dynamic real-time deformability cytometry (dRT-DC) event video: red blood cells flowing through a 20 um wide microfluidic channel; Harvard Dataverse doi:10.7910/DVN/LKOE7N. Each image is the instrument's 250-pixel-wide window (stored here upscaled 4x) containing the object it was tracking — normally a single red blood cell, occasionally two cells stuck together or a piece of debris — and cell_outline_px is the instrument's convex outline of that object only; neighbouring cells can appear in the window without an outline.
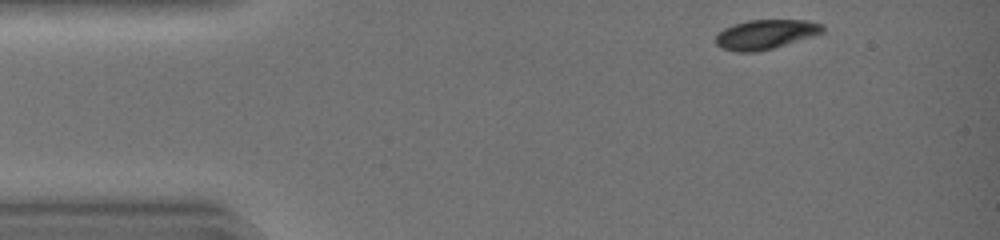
{"species": "common noctule bat (a hibernating species)", "species_latin": "Nyctalus noctula", "temperature_condition": "warm", "stored_images_in_passage": 36, "camera_frame_rate_fps": 3000, "um_per_image_px": 0.085, "animal": {"sex": "female", "body_mass_g": 19.0, "forearm_length_mm": 51.5}, "frame": {"image": 1, "passage_image": 1, "time_ms": 0.0, "image_size_px": [1000, 240], "cell_outline_px": [[824, 32], [772, 48], [756, 52], [736, 52], [720, 48], [716, 44], [716, 36], [724, 28], [732, 24], [748, 20], [808, 20], [824, 24]], "centroid_in_image_um": [65.05, 2.91], "position_along_channel_um": 19.9, "area_um2": 18.32}}
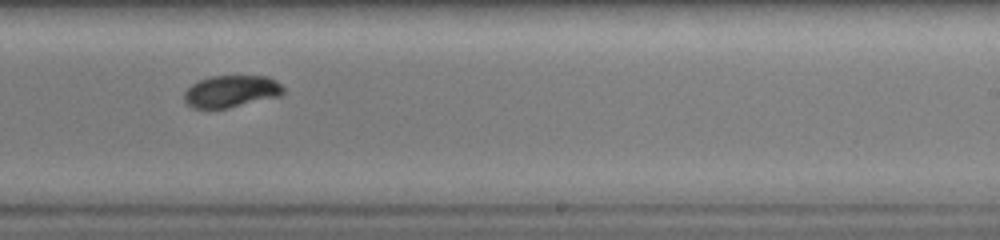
{"frame": {"image": 2, "passage_image": 23, "time_ms": 7.333, "image_size_px": [1000, 240], "cell_outline_px": [[284, 92], [280, 96], [228, 108], [192, 108], [184, 100], [184, 92], [192, 84], [200, 80], [212, 76], [268, 76], [276, 80], [284, 88]], "centroid_in_image_um": [19.67, 7.76], "position_along_channel_um": 269.3, "area_um2": 18.44}}
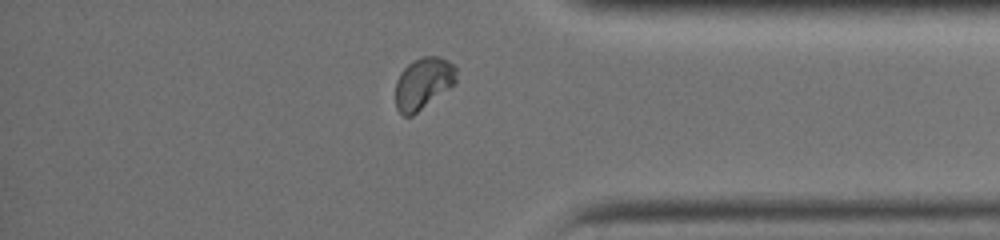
{"frame": {"image": 3, "passage_image": 32, "time_ms": 10.333, "image_size_px": [1000, 240], "cell_outline_px": [[456, 80], [452, 84], [412, 116], [404, 116], [396, 108], [396, 80], [400, 72], [412, 60], [424, 56], [440, 56], [456, 64]], "centroid_in_image_um": [35.95, 7.04], "position_along_channel_um": 399.2, "area_um2": 18.09}, "authors_computed_cell_mechanics": {"area_um2": 19.0162, "velocity_mm_per_s": 4.482, "shape_relaxation_time_tau1_ms": 4.8391, "shape_relaxation_time_tau2_ms": null, "deformation_change_tau1": 0.169, "deformation_change_tau2": null}}